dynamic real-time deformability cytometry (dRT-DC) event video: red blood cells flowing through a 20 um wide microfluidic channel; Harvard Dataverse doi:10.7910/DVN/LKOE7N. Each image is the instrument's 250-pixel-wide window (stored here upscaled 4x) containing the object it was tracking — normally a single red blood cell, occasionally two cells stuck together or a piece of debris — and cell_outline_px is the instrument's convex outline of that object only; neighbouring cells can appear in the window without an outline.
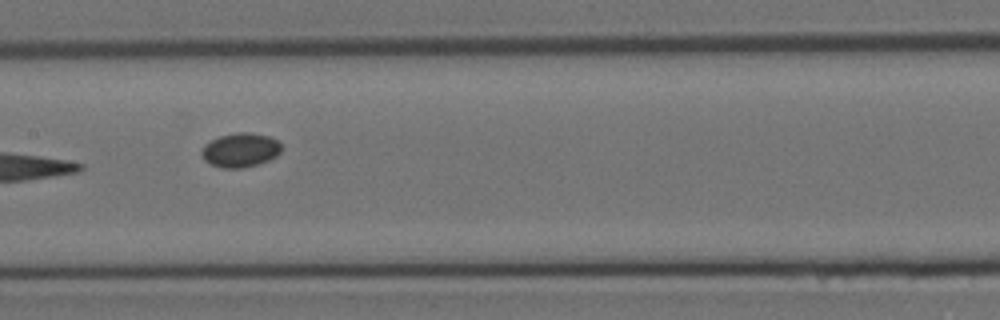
{"species": "Egyptian fruit bat (a non-hibernating species)", "species_latin": "Rousettus aegyptiacus", "temperature_condition": "room temperature", "stored_images_in_passage": 19, "camera_frame_rate_fps": 3000, "um_per_image_px": 0.085, "animal": {"sex": "female"}, "frame": {"image": 1, "passage_image": 9, "time_ms": 2.667, "image_size_px": [1000, 320], "cell_outline_px": [[284, 148], [276, 156], [260, 164], [244, 168], [220, 168], [208, 164], [200, 156], [200, 152], [204, 144], [220, 136], [236, 132], [248, 132], [268, 136], [276, 140]], "centroid_in_image_um": [20.4, 12.77], "position_along_channel_um": 187.0, "area_um2": 16.18}}
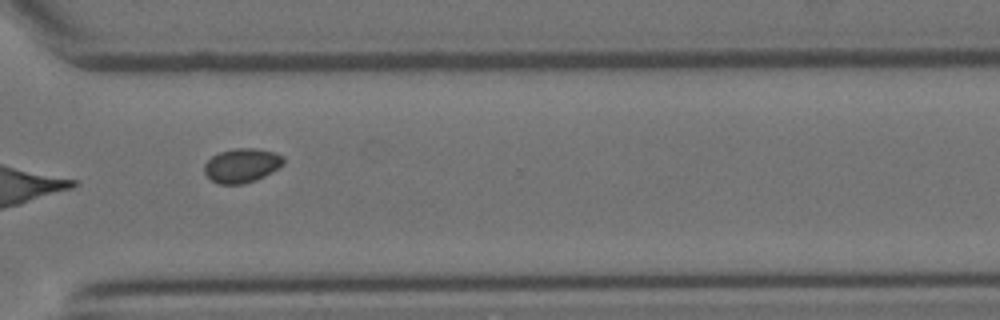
{"frame": {"image": 2, "passage_image": 14, "time_ms": 4.333, "image_size_px": [1000, 320], "cell_outline_px": [[284, 164], [272, 172], [256, 180], [244, 184], [220, 184], [212, 180], [204, 172], [204, 164], [212, 156], [220, 152], [236, 148], [256, 148], [276, 152], [284, 156]], "centroid_in_image_um": [20.58, 14.05], "position_along_channel_um": 350.0, "area_um2": 15.84}}